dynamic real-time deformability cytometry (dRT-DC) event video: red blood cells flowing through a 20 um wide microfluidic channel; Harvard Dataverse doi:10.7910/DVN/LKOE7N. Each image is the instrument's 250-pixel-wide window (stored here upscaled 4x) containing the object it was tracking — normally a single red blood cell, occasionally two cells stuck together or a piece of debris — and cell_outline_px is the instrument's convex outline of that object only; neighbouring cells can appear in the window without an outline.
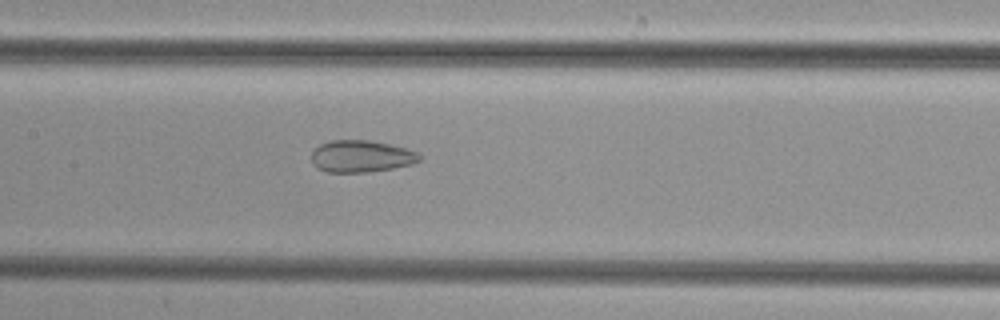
{"species": "common noctule bat (a hibernating species)", "species_latin": "Nyctalus noctula", "temperature_condition": "cold", "stored_images_in_passage": 39, "camera_frame_rate_fps": 3000, "um_per_image_px": 0.085, "animal": {"sex": "female", "body_mass_g": 29.2, "forearm_length_mm": 56.3}, "frame": {"image": 1, "passage_image": 14, "time_ms": 4.333, "image_size_px": [1000, 320], "cell_outline_px": [[420, 160], [412, 164], [392, 168], [368, 172], [328, 172], [316, 168], [312, 164], [312, 152], [320, 144], [332, 140], [368, 140], [408, 148], [420, 152]], "centroid_in_image_um": [30.71, 13.28], "position_along_channel_um": 176.7, "area_um2": 20.17}}
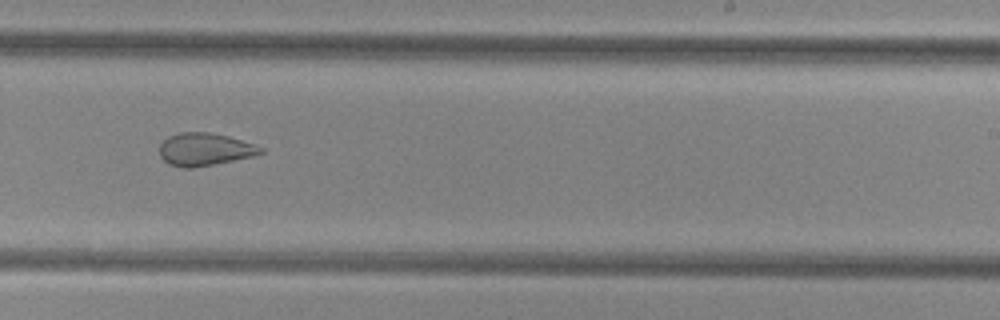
{"frame": {"image": 2, "passage_image": 21, "time_ms": 6.667, "image_size_px": [1000, 320], "cell_outline_px": [[264, 152], [252, 156], [192, 168], [184, 168], [168, 164], [160, 156], [160, 144], [168, 136], [180, 132], [208, 132], [228, 136], [256, 144], [264, 148]], "centroid_in_image_um": [17.39, 12.68], "position_along_channel_um": 271.6, "area_um2": 19.19}}
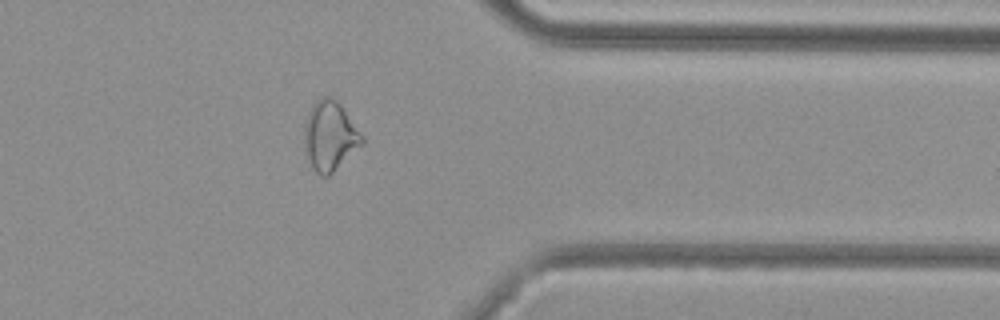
{"frame": {"image": 3, "passage_image": 30, "time_ms": 9.667, "image_size_px": [1000, 320], "cell_outline_px": [[364, 144], [328, 176], [320, 176], [312, 168], [304, 152], [304, 124], [308, 112], [312, 104], [320, 96], [328, 96], [336, 100], [344, 108], [364, 136]], "centroid_in_image_um": [28.03, 11.55], "position_along_channel_um": 383.4, "area_um2": 23.81}}